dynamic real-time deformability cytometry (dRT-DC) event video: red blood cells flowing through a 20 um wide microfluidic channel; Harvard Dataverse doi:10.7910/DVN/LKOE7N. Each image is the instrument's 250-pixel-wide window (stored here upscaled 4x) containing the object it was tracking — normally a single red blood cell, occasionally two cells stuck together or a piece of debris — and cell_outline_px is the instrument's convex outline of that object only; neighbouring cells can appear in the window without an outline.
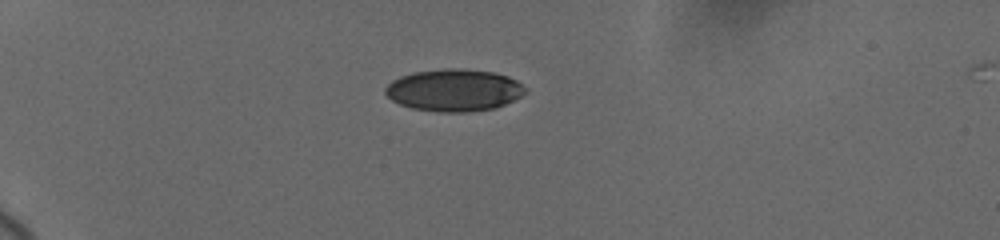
{"species": "human", "species_latin": "Homo sapiens", "temperature_condition": "cold", "stored_images_in_passage": 56, "camera_frame_rate_fps": 3000, "um_per_image_px": 0.085, "donor": {"sex": "female"}, "frame": {"image": 1, "passage_image": 1, "time_ms": 0.0, "image_size_px": [1000, 240], "cell_outline_px": [[524, 92], [520, 96], [496, 108], [464, 112], [440, 112], [412, 108], [400, 104], [392, 100], [384, 92], [384, 88], [392, 80], [400, 76], [412, 72], [444, 68], [464, 68], [492, 72], [508, 76], [516, 80], [524, 88]], "centroid_in_image_um": [38.54, 7.65], "position_along_channel_um": 46.5, "area_um2": 34.28}}
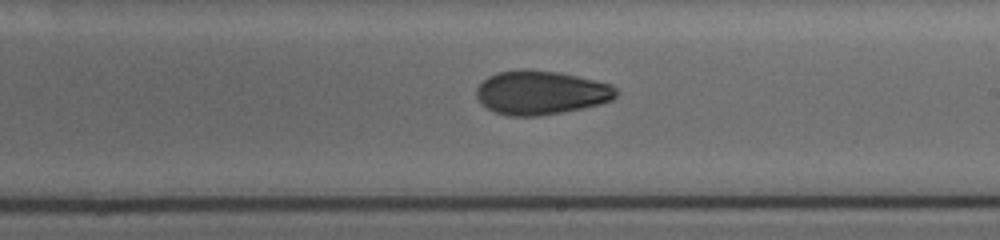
{"frame": {"image": 2, "passage_image": 30, "time_ms": 6.667, "image_size_px": [1000, 240], "cell_outline_px": [[620, 92], [612, 100], [600, 104], [560, 112], [536, 116], [508, 116], [496, 112], [488, 108], [476, 96], [476, 88], [488, 76], [500, 72], [520, 68], [528, 68], [556, 72], [576, 76], [612, 84]], "centroid_in_image_um": [45.99, 7.86], "position_along_channel_um": 243.0, "area_um2": 35.6}}
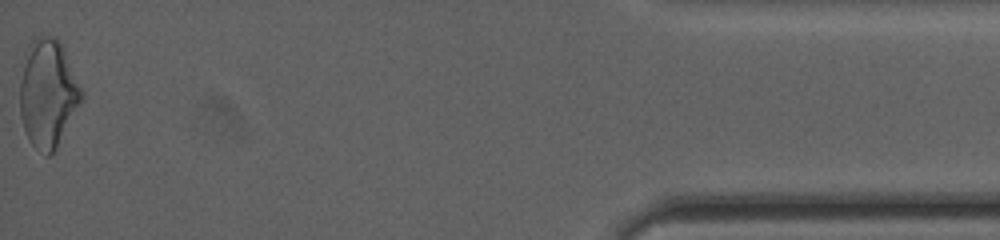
{"frame": {"image": 3, "passage_image": 56, "time_ms": 13.667, "image_size_px": [1000, 240], "cell_outline_px": [[84, 96], [56, 148], [48, 156], [44, 156], [28, 140], [20, 116], [20, 80], [24, 52], [28, 44], [36, 36], [56, 36], [60, 40], [64, 48], [84, 92]], "centroid_in_image_um": [4.06, 7.89], "position_along_channel_um": 431.1, "area_um2": 39.19}, "authors_computed_cell_mechanics": {"area_um2": 35.6048, "velocity_mm_per_s": 3.6955, "shape_relaxation_time_tau1_ms": null, "shape_relaxation_time_tau2_ms": 5.2174, "deformation_change_tau1": null, "deformation_change_tau2": 0.1062}}